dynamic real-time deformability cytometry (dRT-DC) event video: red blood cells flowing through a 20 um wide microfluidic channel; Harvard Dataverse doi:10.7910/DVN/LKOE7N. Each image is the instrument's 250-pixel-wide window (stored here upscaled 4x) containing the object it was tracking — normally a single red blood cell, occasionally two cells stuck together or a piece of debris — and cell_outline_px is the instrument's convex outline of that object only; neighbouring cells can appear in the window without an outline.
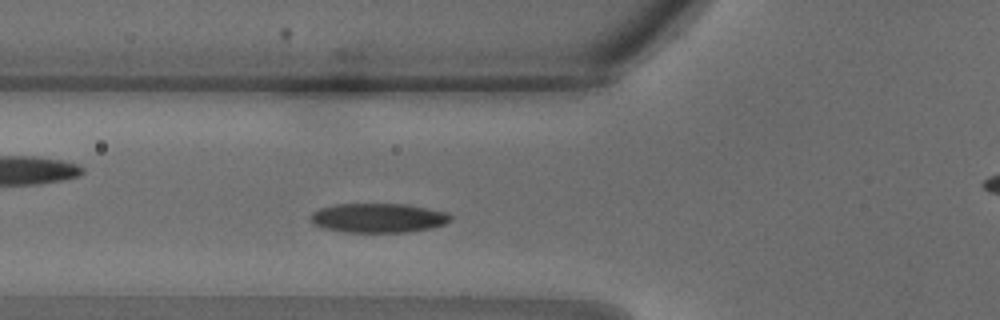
{"species": "common noctule bat (a hibernating species)", "species_latin": "Nyctalus noctula", "temperature_condition": "warm", "stored_images_in_passage": 28, "camera_frame_rate_fps": 3000, "um_per_image_px": 0.085, "animal": {"sex": "male", "body_mass_g": 18.8}, "frame": {"image": 1, "passage_image": 7, "time_ms": 2.0, "image_size_px": [1000, 320], "cell_outline_px": [[452, 220], [444, 224], [432, 228], [404, 232], [348, 232], [324, 228], [312, 224], [308, 216], [312, 212], [320, 208], [336, 204], [408, 204], [448, 212], [452, 216]], "centroid_in_image_um": [32.15, 18.52], "position_along_channel_um": 93.6, "area_um2": 24.1}}
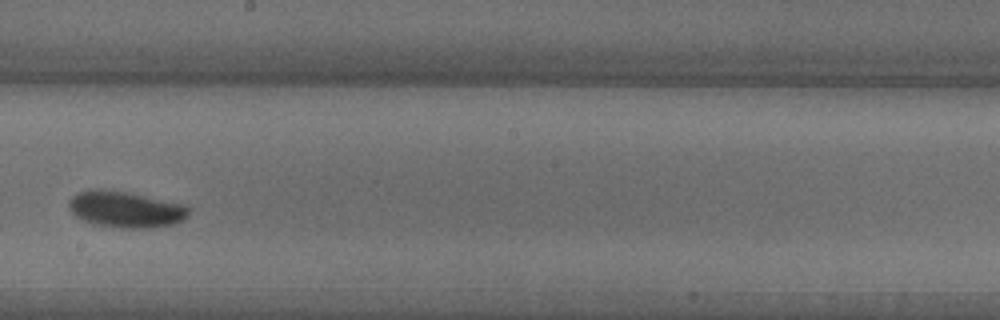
{"frame": {"image": 2, "passage_image": 14, "time_ms": 4.333, "image_size_px": [1000, 320], "cell_outline_px": [[188, 216], [184, 220], [176, 224], [148, 228], [120, 228], [96, 224], [84, 220], [76, 216], [68, 208], [68, 200], [76, 192], [96, 188], [104, 188], [184, 204], [188, 208]], "centroid_in_image_um": [10.65, 17.79], "position_along_channel_um": 237.6, "area_um2": 25.37}}
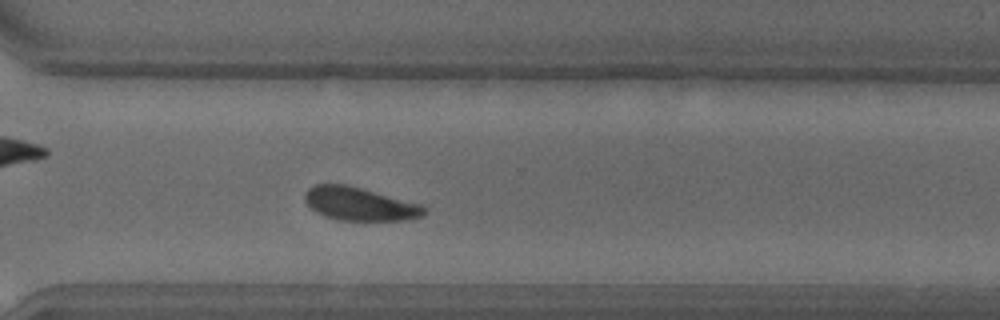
{"frame": {"image": 3, "passage_image": 19, "time_ms": 6.0, "image_size_px": [1000, 320], "cell_outline_px": [[428, 212], [420, 216], [404, 220], [336, 220], [324, 216], [316, 212], [304, 200], [304, 192], [312, 184], [348, 184], [420, 204], [428, 208]], "centroid_in_image_um": [30.54, 17.32], "position_along_channel_um": 340.1, "area_um2": 23.24}}